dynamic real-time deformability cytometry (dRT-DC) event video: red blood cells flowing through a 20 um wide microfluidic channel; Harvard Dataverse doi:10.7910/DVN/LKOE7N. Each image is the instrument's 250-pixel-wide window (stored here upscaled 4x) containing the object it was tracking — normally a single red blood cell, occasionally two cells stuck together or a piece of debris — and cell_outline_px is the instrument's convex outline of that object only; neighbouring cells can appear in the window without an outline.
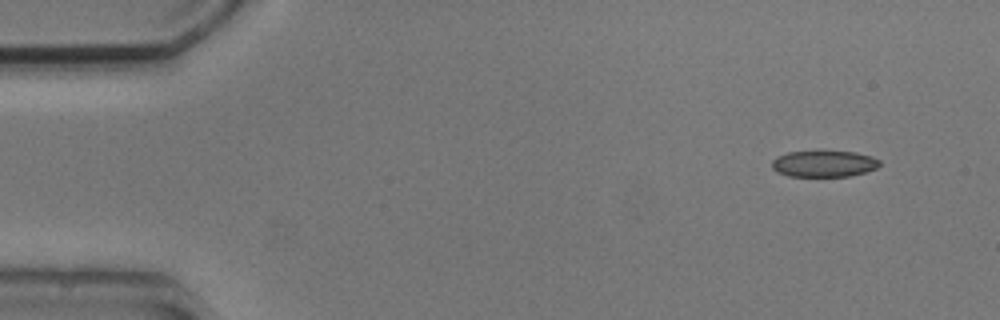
{"species": "common noctule bat (a hibernating species)", "species_latin": "Nyctalus noctula", "temperature_condition": "cold", "stored_images_in_passage": 4, "camera_frame_rate_fps": 3000, "um_per_image_px": 0.085, "animal": {"sex": "male", "body_mass_g": 20.5, "forearm_length_mm": 52.5}, "frame": {"image": 1, "passage_image": 1, "time_ms": 0.0, "image_size_px": [1000, 320], "cell_outline_px": [[880, 164], [876, 168], [864, 172], [848, 176], [788, 176], [776, 172], [772, 168], [772, 160], [776, 156], [788, 152], [816, 148], [820, 148], [856, 152], [872, 156], [880, 160]], "centroid_in_image_um": [69.99, 13.85], "position_along_channel_um": 15.0, "area_um2": 17.46}}
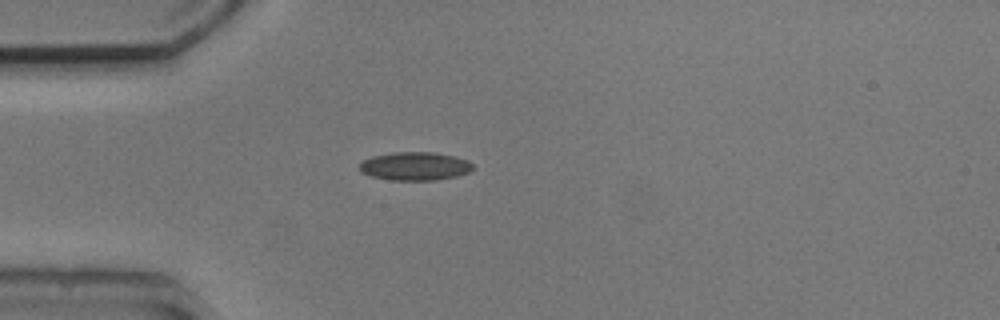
{"frame": {"image": 2, "passage_image": 4, "time_ms": 3.333, "image_size_px": [1000, 320], "cell_outline_px": [[472, 168], [468, 172], [456, 176], [436, 180], [392, 180], [372, 176], [360, 172], [360, 164], [364, 160], [372, 156], [392, 152], [432, 152], [452, 156], [468, 160], [472, 164]], "centroid_in_image_um": [35.25, 14.12], "position_along_channel_um": 49.8, "area_um2": 18.55}}